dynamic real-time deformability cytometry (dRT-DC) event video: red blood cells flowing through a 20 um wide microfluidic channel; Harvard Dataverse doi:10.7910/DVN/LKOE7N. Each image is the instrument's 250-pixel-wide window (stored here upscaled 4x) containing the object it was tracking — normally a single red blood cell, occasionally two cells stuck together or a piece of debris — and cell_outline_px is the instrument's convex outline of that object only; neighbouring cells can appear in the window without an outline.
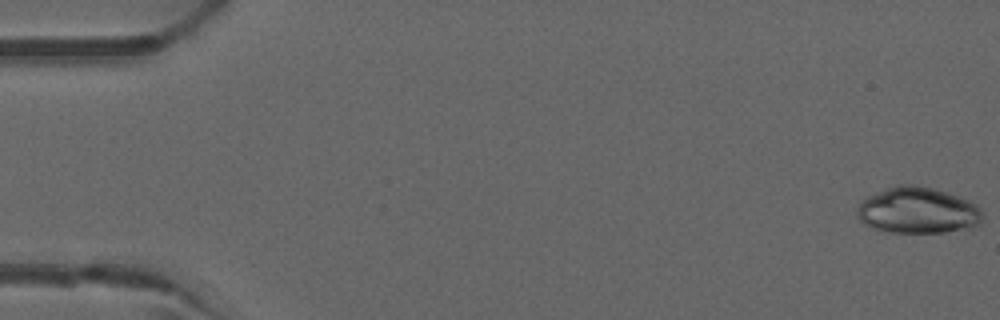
{"species": "common noctule bat (a hibernating species)", "species_latin": "Nyctalus noctula", "temperature_condition": "warm", "stored_images_in_passage": 51, "camera_frame_rate_fps": 3000, "um_per_image_px": 0.085, "animal": {"sex": "male", "forearm_length_mm": 52.5}, "frame": {"image": 1, "passage_image": 1, "time_ms": 0.0, "image_size_px": [1000, 320], "cell_outline_px": [[984, 216], [980, 224], [964, 228], [944, 232], [892, 232], [872, 228], [864, 224], [860, 220], [856, 212], [856, 208], [860, 200], [884, 188], [896, 184], [916, 184], [932, 188], [968, 200], [976, 204], [984, 212]], "centroid_in_image_um": [77.97, 17.87], "position_along_channel_um": 7.0, "area_um2": 33.93}}
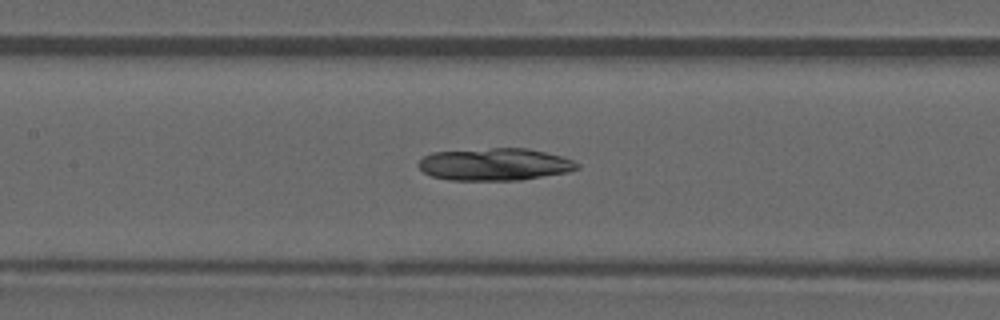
{"frame": {"image": 2, "passage_image": 24, "time_ms": 7.667, "image_size_px": [1000, 320], "cell_outline_px": [[580, 168], [568, 172], [520, 180], [448, 180], [432, 176], [424, 172], [416, 164], [424, 156], [432, 152], [492, 148], [528, 148], [560, 156], [572, 160], [580, 164]], "centroid_in_image_um": [42.05, 13.97], "position_along_channel_um": 165.4, "area_um2": 29.88}}
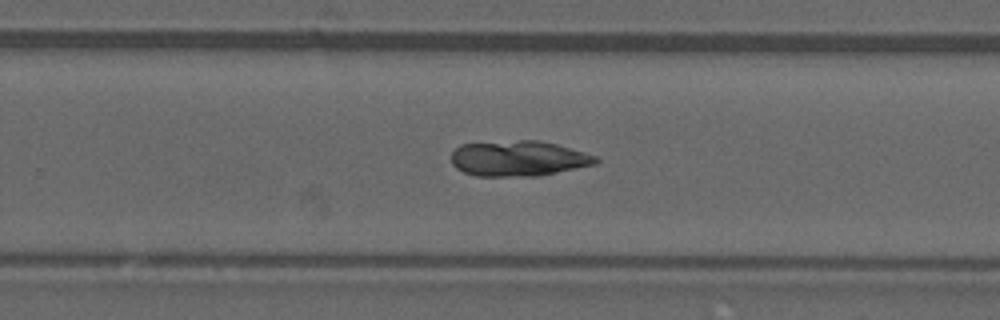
{"frame": {"image": 3, "passage_image": 33, "time_ms": 10.667, "image_size_px": [1000, 320], "cell_outline_px": [[600, 160], [596, 164], [536, 176], [476, 176], [464, 172], [456, 168], [452, 164], [452, 152], [460, 144], [520, 140], [540, 140], [556, 144], [584, 152], [596, 156]], "centroid_in_image_um": [44.06, 13.46], "position_along_channel_um": 285.7, "area_um2": 29.77}}